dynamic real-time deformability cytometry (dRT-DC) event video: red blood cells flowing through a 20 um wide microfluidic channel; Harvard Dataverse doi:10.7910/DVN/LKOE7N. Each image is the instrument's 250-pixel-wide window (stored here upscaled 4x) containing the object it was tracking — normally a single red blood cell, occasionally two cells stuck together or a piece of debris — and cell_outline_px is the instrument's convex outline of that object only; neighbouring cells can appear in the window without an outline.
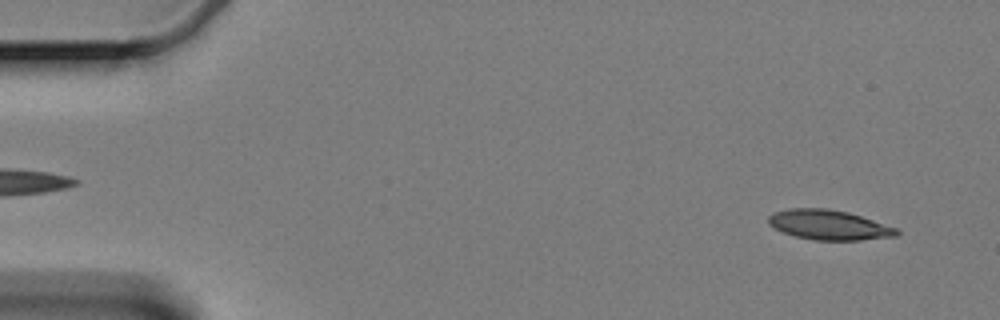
{"species": "Egyptian fruit bat (a non-hibernating species)", "species_latin": "Rousettus aegyptiacus", "temperature_condition": "cold", "stored_images_in_passage": 56, "camera_frame_rate_fps": 3000, "um_per_image_px": 0.085, "animal": {"sex": "female"}, "frame": {"image": 1, "passage_image": 1, "time_ms": 0.0, "image_size_px": [1000, 320], "cell_outline_px": [[900, 232], [896, 236], [860, 240], [816, 240], [796, 236], [784, 232], [768, 224], [768, 216], [772, 212], [788, 208], [828, 208], [848, 212], [896, 228]], "centroid_in_image_um": [70.42, 19.1], "position_along_channel_um": 14.6, "area_um2": 22.14}}
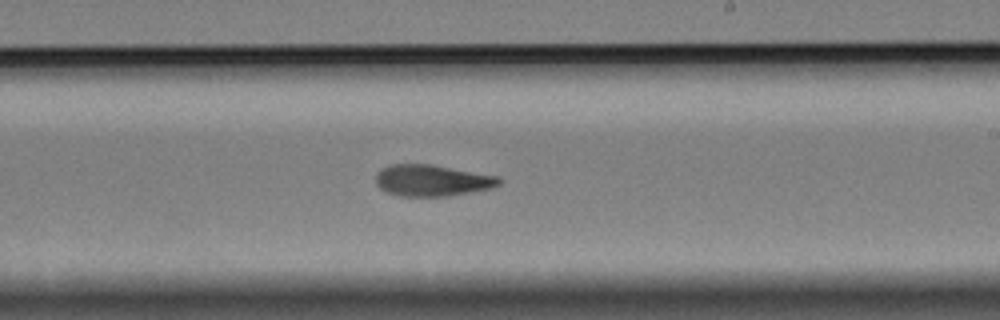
{"frame": {"image": 2, "passage_image": 32, "time_ms": 10.333, "image_size_px": [1000, 320], "cell_outline_px": [[504, 180], [500, 184], [492, 188], [448, 196], [400, 196], [388, 192], [380, 188], [376, 184], [376, 176], [380, 168], [392, 164], [428, 164], [500, 176]], "centroid_in_image_um": [36.75, 15.33], "position_along_channel_um": 252.2, "area_um2": 22.6}}
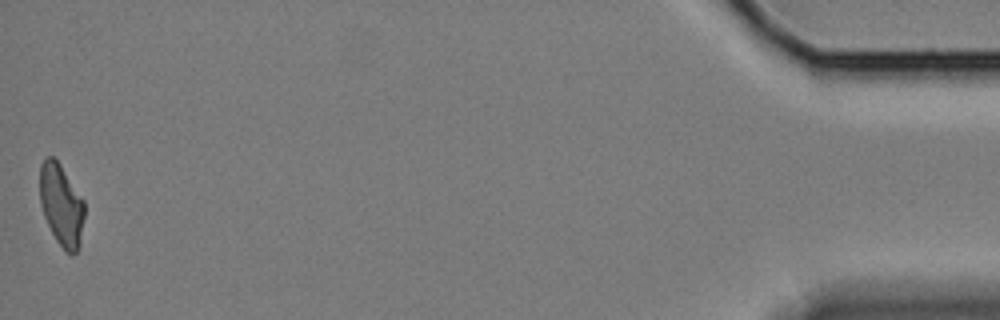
{"frame": {"image": 3, "passage_image": 56, "time_ms": 18.333, "image_size_px": [1000, 320], "cell_outline_px": [[84, 216], [80, 244], [76, 252], [72, 256], [64, 252], [56, 240], [44, 216], [40, 204], [40, 164], [48, 156], [52, 156], [60, 164], [84, 200]], "centroid_in_image_um": [5.22, 17.46], "position_along_channel_um": 430.0, "area_um2": 21.33}, "authors_computed_cell_mechanics": {"area_um2": 22.542, "velocity_mm_per_s": 3.354, "shape_relaxation_time_tau1_ms": null, "shape_relaxation_time_tau2_ms": 5.5504, "deformation_change_tau1": null, "deformation_change_tau2": 0.1296}}